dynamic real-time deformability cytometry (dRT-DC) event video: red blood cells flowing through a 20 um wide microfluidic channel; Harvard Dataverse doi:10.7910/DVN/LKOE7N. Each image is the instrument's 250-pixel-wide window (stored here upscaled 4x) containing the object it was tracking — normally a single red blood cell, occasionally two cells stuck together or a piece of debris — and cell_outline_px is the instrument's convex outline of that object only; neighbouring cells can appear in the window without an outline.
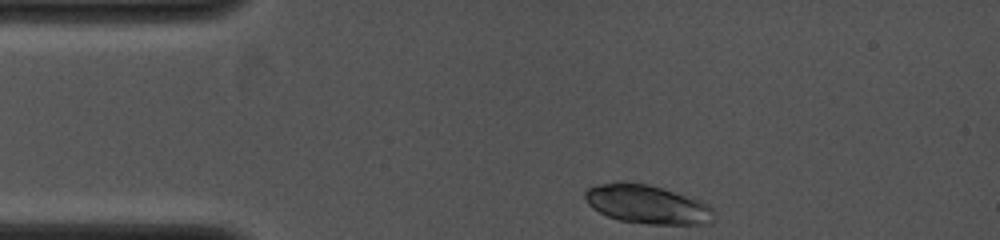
{"species": "common noctule bat (a hibernating species)", "species_latin": "Nyctalus noctula", "temperature_condition": "cold", "stored_images_in_passage": 3, "camera_frame_rate_fps": 4000, "um_per_image_px": 0.085, "animal": {"sex": "female", "body_mass_g": 19.0, "forearm_length_mm": 53.3}, "frame": {"image": 1, "passage_image": 1, "time_ms": 0.0, "image_size_px": [1000, 240], "cell_outline_px": [[712, 224], [648, 224], [620, 220], [608, 216], [592, 208], [588, 204], [584, 196], [584, 192], [588, 188], [596, 184], [620, 180], [624, 180], [648, 184], [700, 200], [708, 204], [712, 208]], "centroid_in_image_um": [54.97, 17.35], "position_along_channel_um": 30.0, "area_um2": 29.3}}